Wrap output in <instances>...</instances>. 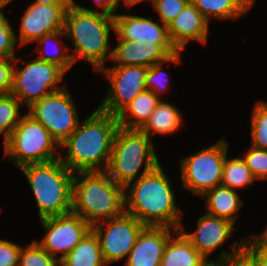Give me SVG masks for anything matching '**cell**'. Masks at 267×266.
<instances>
[{"mask_svg": "<svg viewBox=\"0 0 267 266\" xmlns=\"http://www.w3.org/2000/svg\"><path fill=\"white\" fill-rule=\"evenodd\" d=\"M118 128L116 116L96 109L60 144L61 162L73 173L106 171Z\"/></svg>", "mask_w": 267, "mask_h": 266, "instance_id": "cell-1", "label": "cell"}, {"mask_svg": "<svg viewBox=\"0 0 267 266\" xmlns=\"http://www.w3.org/2000/svg\"><path fill=\"white\" fill-rule=\"evenodd\" d=\"M161 164L124 187V212L145 226L169 227L182 225L174 188Z\"/></svg>", "mask_w": 267, "mask_h": 266, "instance_id": "cell-2", "label": "cell"}, {"mask_svg": "<svg viewBox=\"0 0 267 266\" xmlns=\"http://www.w3.org/2000/svg\"><path fill=\"white\" fill-rule=\"evenodd\" d=\"M111 30L115 32L114 16L82 7L73 0L64 17L66 38L74 43L73 62L84 59L96 72L105 67V61L112 57L109 46Z\"/></svg>", "mask_w": 267, "mask_h": 266, "instance_id": "cell-3", "label": "cell"}, {"mask_svg": "<svg viewBox=\"0 0 267 266\" xmlns=\"http://www.w3.org/2000/svg\"><path fill=\"white\" fill-rule=\"evenodd\" d=\"M72 212L91 226L124 212V187L104 172H76Z\"/></svg>", "mask_w": 267, "mask_h": 266, "instance_id": "cell-4", "label": "cell"}, {"mask_svg": "<svg viewBox=\"0 0 267 266\" xmlns=\"http://www.w3.org/2000/svg\"><path fill=\"white\" fill-rule=\"evenodd\" d=\"M25 174L36 203L39 220L72 212L74 173L60 158L20 168Z\"/></svg>", "mask_w": 267, "mask_h": 266, "instance_id": "cell-5", "label": "cell"}, {"mask_svg": "<svg viewBox=\"0 0 267 266\" xmlns=\"http://www.w3.org/2000/svg\"><path fill=\"white\" fill-rule=\"evenodd\" d=\"M153 144L139 129L119 127L114 136L111 157L105 172L117 184L125 187L160 164ZM142 167V172L138 173Z\"/></svg>", "mask_w": 267, "mask_h": 266, "instance_id": "cell-6", "label": "cell"}, {"mask_svg": "<svg viewBox=\"0 0 267 266\" xmlns=\"http://www.w3.org/2000/svg\"><path fill=\"white\" fill-rule=\"evenodd\" d=\"M4 156L21 168L60 158V145L47 129L28 113L23 115L10 136L3 142ZM57 154V155H56Z\"/></svg>", "mask_w": 267, "mask_h": 266, "instance_id": "cell-7", "label": "cell"}, {"mask_svg": "<svg viewBox=\"0 0 267 266\" xmlns=\"http://www.w3.org/2000/svg\"><path fill=\"white\" fill-rule=\"evenodd\" d=\"M229 143L221 138L197 153L182 157L180 162L182 188L201 197L206 191L221 185L223 164Z\"/></svg>", "mask_w": 267, "mask_h": 266, "instance_id": "cell-8", "label": "cell"}, {"mask_svg": "<svg viewBox=\"0 0 267 266\" xmlns=\"http://www.w3.org/2000/svg\"><path fill=\"white\" fill-rule=\"evenodd\" d=\"M17 62L24 63L19 68ZM66 72L56 64L39 60L37 57L30 61H24L21 57H15L13 85L10 92L21 104L30 107L48 94L63 89L59 87Z\"/></svg>", "mask_w": 267, "mask_h": 266, "instance_id": "cell-9", "label": "cell"}, {"mask_svg": "<svg viewBox=\"0 0 267 266\" xmlns=\"http://www.w3.org/2000/svg\"><path fill=\"white\" fill-rule=\"evenodd\" d=\"M73 100L66 86L34 102L27 113L39 121L60 145L80 123Z\"/></svg>", "mask_w": 267, "mask_h": 266, "instance_id": "cell-10", "label": "cell"}, {"mask_svg": "<svg viewBox=\"0 0 267 266\" xmlns=\"http://www.w3.org/2000/svg\"><path fill=\"white\" fill-rule=\"evenodd\" d=\"M103 67L99 75L108 78L109 89L98 110L117 116L139 93L146 90L148 67L128 65Z\"/></svg>", "mask_w": 267, "mask_h": 266, "instance_id": "cell-11", "label": "cell"}, {"mask_svg": "<svg viewBox=\"0 0 267 266\" xmlns=\"http://www.w3.org/2000/svg\"><path fill=\"white\" fill-rule=\"evenodd\" d=\"M145 227L126 212L92 225V230L98 237L105 263L109 265L127 258Z\"/></svg>", "mask_w": 267, "mask_h": 266, "instance_id": "cell-12", "label": "cell"}, {"mask_svg": "<svg viewBox=\"0 0 267 266\" xmlns=\"http://www.w3.org/2000/svg\"><path fill=\"white\" fill-rule=\"evenodd\" d=\"M39 221L45 235L41 241L36 240L37 243L60 262L92 230V226L88 222L73 212ZM57 254L60 256L58 257Z\"/></svg>", "mask_w": 267, "mask_h": 266, "instance_id": "cell-13", "label": "cell"}, {"mask_svg": "<svg viewBox=\"0 0 267 266\" xmlns=\"http://www.w3.org/2000/svg\"><path fill=\"white\" fill-rule=\"evenodd\" d=\"M158 22V23H157ZM147 17L132 14H115V35L118 40L145 41L158 44L169 56L179 52L171 43L166 25Z\"/></svg>", "mask_w": 267, "mask_h": 266, "instance_id": "cell-14", "label": "cell"}, {"mask_svg": "<svg viewBox=\"0 0 267 266\" xmlns=\"http://www.w3.org/2000/svg\"><path fill=\"white\" fill-rule=\"evenodd\" d=\"M69 6L30 4L20 17V36L16 37L19 47L64 29L65 12Z\"/></svg>", "mask_w": 267, "mask_h": 266, "instance_id": "cell-15", "label": "cell"}, {"mask_svg": "<svg viewBox=\"0 0 267 266\" xmlns=\"http://www.w3.org/2000/svg\"><path fill=\"white\" fill-rule=\"evenodd\" d=\"M197 229L188 233L181 225L179 230L195 247V249L212 265L209 257L233 235L234 223L205 213L197 219Z\"/></svg>", "mask_w": 267, "mask_h": 266, "instance_id": "cell-16", "label": "cell"}, {"mask_svg": "<svg viewBox=\"0 0 267 266\" xmlns=\"http://www.w3.org/2000/svg\"><path fill=\"white\" fill-rule=\"evenodd\" d=\"M178 229L146 226L125 261L126 266H160L165 246Z\"/></svg>", "mask_w": 267, "mask_h": 266, "instance_id": "cell-17", "label": "cell"}, {"mask_svg": "<svg viewBox=\"0 0 267 266\" xmlns=\"http://www.w3.org/2000/svg\"><path fill=\"white\" fill-rule=\"evenodd\" d=\"M171 43L178 51H183L190 41L206 44L209 22L190 1L180 14L168 25Z\"/></svg>", "mask_w": 267, "mask_h": 266, "instance_id": "cell-18", "label": "cell"}, {"mask_svg": "<svg viewBox=\"0 0 267 266\" xmlns=\"http://www.w3.org/2000/svg\"><path fill=\"white\" fill-rule=\"evenodd\" d=\"M118 45L112 49L111 61L119 66L136 65L151 67L166 61L170 56L158 45L142 40H118Z\"/></svg>", "mask_w": 267, "mask_h": 266, "instance_id": "cell-19", "label": "cell"}, {"mask_svg": "<svg viewBox=\"0 0 267 266\" xmlns=\"http://www.w3.org/2000/svg\"><path fill=\"white\" fill-rule=\"evenodd\" d=\"M160 266H212L177 230L168 240Z\"/></svg>", "mask_w": 267, "mask_h": 266, "instance_id": "cell-20", "label": "cell"}, {"mask_svg": "<svg viewBox=\"0 0 267 266\" xmlns=\"http://www.w3.org/2000/svg\"><path fill=\"white\" fill-rule=\"evenodd\" d=\"M201 198L206 199L207 214L227 219L234 224L244 203L236 190L222 185L206 191Z\"/></svg>", "mask_w": 267, "mask_h": 266, "instance_id": "cell-21", "label": "cell"}, {"mask_svg": "<svg viewBox=\"0 0 267 266\" xmlns=\"http://www.w3.org/2000/svg\"><path fill=\"white\" fill-rule=\"evenodd\" d=\"M160 99L150 90L139 93L116 117L119 127L140 129L160 103Z\"/></svg>", "mask_w": 267, "mask_h": 266, "instance_id": "cell-22", "label": "cell"}, {"mask_svg": "<svg viewBox=\"0 0 267 266\" xmlns=\"http://www.w3.org/2000/svg\"><path fill=\"white\" fill-rule=\"evenodd\" d=\"M182 118L181 112L175 105L162 99L150 118L139 130L150 139L153 133L160 135L173 134L181 128Z\"/></svg>", "mask_w": 267, "mask_h": 266, "instance_id": "cell-23", "label": "cell"}, {"mask_svg": "<svg viewBox=\"0 0 267 266\" xmlns=\"http://www.w3.org/2000/svg\"><path fill=\"white\" fill-rule=\"evenodd\" d=\"M60 266H107L98 237L93 230L89 231L67 254L60 262Z\"/></svg>", "mask_w": 267, "mask_h": 266, "instance_id": "cell-24", "label": "cell"}, {"mask_svg": "<svg viewBox=\"0 0 267 266\" xmlns=\"http://www.w3.org/2000/svg\"><path fill=\"white\" fill-rule=\"evenodd\" d=\"M205 19L236 20L249 12L248 0H190Z\"/></svg>", "mask_w": 267, "mask_h": 266, "instance_id": "cell-25", "label": "cell"}, {"mask_svg": "<svg viewBox=\"0 0 267 266\" xmlns=\"http://www.w3.org/2000/svg\"><path fill=\"white\" fill-rule=\"evenodd\" d=\"M60 36H64V38L66 37L64 29L45 34L39 38L36 42L39 45V49H42L39 50V55L37 58L48 63L56 64L67 73L68 70L73 66L74 62L71 53L68 54V48L64 46V43L62 44L63 41H61L62 37ZM49 44L54 45L53 47L55 48L51 47L53 49L49 50V48H47L49 47ZM47 50L49 51L47 52Z\"/></svg>", "mask_w": 267, "mask_h": 266, "instance_id": "cell-26", "label": "cell"}, {"mask_svg": "<svg viewBox=\"0 0 267 266\" xmlns=\"http://www.w3.org/2000/svg\"><path fill=\"white\" fill-rule=\"evenodd\" d=\"M256 179L242 157L228 159L225 156L221 185L233 190L243 189Z\"/></svg>", "mask_w": 267, "mask_h": 266, "instance_id": "cell-27", "label": "cell"}, {"mask_svg": "<svg viewBox=\"0 0 267 266\" xmlns=\"http://www.w3.org/2000/svg\"><path fill=\"white\" fill-rule=\"evenodd\" d=\"M21 103L11 94H0V136L3 133V142L10 136L20 122L19 113Z\"/></svg>", "mask_w": 267, "mask_h": 266, "instance_id": "cell-28", "label": "cell"}, {"mask_svg": "<svg viewBox=\"0 0 267 266\" xmlns=\"http://www.w3.org/2000/svg\"><path fill=\"white\" fill-rule=\"evenodd\" d=\"M251 146L267 149V101L259 100L251 116Z\"/></svg>", "mask_w": 267, "mask_h": 266, "instance_id": "cell-29", "label": "cell"}, {"mask_svg": "<svg viewBox=\"0 0 267 266\" xmlns=\"http://www.w3.org/2000/svg\"><path fill=\"white\" fill-rule=\"evenodd\" d=\"M181 51L176 54L170 56L166 61L154 64L148 68L146 75V90H150L155 93L159 98L161 94H163L168 88L169 84V75L163 70L162 64H167L168 62H172L174 64L180 63L181 61Z\"/></svg>", "mask_w": 267, "mask_h": 266, "instance_id": "cell-30", "label": "cell"}, {"mask_svg": "<svg viewBox=\"0 0 267 266\" xmlns=\"http://www.w3.org/2000/svg\"><path fill=\"white\" fill-rule=\"evenodd\" d=\"M234 241L229 252L222 249L219 257L212 260V266H257L254 259L244 249V240Z\"/></svg>", "mask_w": 267, "mask_h": 266, "instance_id": "cell-31", "label": "cell"}, {"mask_svg": "<svg viewBox=\"0 0 267 266\" xmlns=\"http://www.w3.org/2000/svg\"><path fill=\"white\" fill-rule=\"evenodd\" d=\"M19 266H60V260L45 251L36 241L21 247Z\"/></svg>", "mask_w": 267, "mask_h": 266, "instance_id": "cell-32", "label": "cell"}, {"mask_svg": "<svg viewBox=\"0 0 267 266\" xmlns=\"http://www.w3.org/2000/svg\"><path fill=\"white\" fill-rule=\"evenodd\" d=\"M243 159L256 180L267 179V149L251 146L243 153Z\"/></svg>", "mask_w": 267, "mask_h": 266, "instance_id": "cell-33", "label": "cell"}, {"mask_svg": "<svg viewBox=\"0 0 267 266\" xmlns=\"http://www.w3.org/2000/svg\"><path fill=\"white\" fill-rule=\"evenodd\" d=\"M153 9L157 11L159 21L168 25L180 14L190 0H149Z\"/></svg>", "mask_w": 267, "mask_h": 266, "instance_id": "cell-34", "label": "cell"}, {"mask_svg": "<svg viewBox=\"0 0 267 266\" xmlns=\"http://www.w3.org/2000/svg\"><path fill=\"white\" fill-rule=\"evenodd\" d=\"M3 9L4 7H0V57L15 58L14 51L18 43L17 35H15Z\"/></svg>", "mask_w": 267, "mask_h": 266, "instance_id": "cell-35", "label": "cell"}, {"mask_svg": "<svg viewBox=\"0 0 267 266\" xmlns=\"http://www.w3.org/2000/svg\"><path fill=\"white\" fill-rule=\"evenodd\" d=\"M21 246L0 239V266H19Z\"/></svg>", "mask_w": 267, "mask_h": 266, "instance_id": "cell-36", "label": "cell"}, {"mask_svg": "<svg viewBox=\"0 0 267 266\" xmlns=\"http://www.w3.org/2000/svg\"><path fill=\"white\" fill-rule=\"evenodd\" d=\"M15 58L0 57V94H10L13 85Z\"/></svg>", "mask_w": 267, "mask_h": 266, "instance_id": "cell-37", "label": "cell"}, {"mask_svg": "<svg viewBox=\"0 0 267 266\" xmlns=\"http://www.w3.org/2000/svg\"><path fill=\"white\" fill-rule=\"evenodd\" d=\"M95 5L101 8V13L107 14L109 16H114L118 10L119 4L122 0H94ZM124 4L128 7L134 6V4H130L127 0H123Z\"/></svg>", "mask_w": 267, "mask_h": 266, "instance_id": "cell-38", "label": "cell"}, {"mask_svg": "<svg viewBox=\"0 0 267 266\" xmlns=\"http://www.w3.org/2000/svg\"><path fill=\"white\" fill-rule=\"evenodd\" d=\"M244 248L267 249V226L260 235H251L244 240Z\"/></svg>", "mask_w": 267, "mask_h": 266, "instance_id": "cell-39", "label": "cell"}, {"mask_svg": "<svg viewBox=\"0 0 267 266\" xmlns=\"http://www.w3.org/2000/svg\"><path fill=\"white\" fill-rule=\"evenodd\" d=\"M254 259L257 266H267V249L244 248Z\"/></svg>", "mask_w": 267, "mask_h": 266, "instance_id": "cell-40", "label": "cell"}, {"mask_svg": "<svg viewBox=\"0 0 267 266\" xmlns=\"http://www.w3.org/2000/svg\"><path fill=\"white\" fill-rule=\"evenodd\" d=\"M33 3L47 5H71L73 0H35Z\"/></svg>", "mask_w": 267, "mask_h": 266, "instance_id": "cell-41", "label": "cell"}, {"mask_svg": "<svg viewBox=\"0 0 267 266\" xmlns=\"http://www.w3.org/2000/svg\"><path fill=\"white\" fill-rule=\"evenodd\" d=\"M12 1H14V0H0V7H6Z\"/></svg>", "mask_w": 267, "mask_h": 266, "instance_id": "cell-42", "label": "cell"}, {"mask_svg": "<svg viewBox=\"0 0 267 266\" xmlns=\"http://www.w3.org/2000/svg\"><path fill=\"white\" fill-rule=\"evenodd\" d=\"M130 4H134L136 5L137 3H140L142 1H145V0H127ZM147 1V0H146Z\"/></svg>", "mask_w": 267, "mask_h": 266, "instance_id": "cell-43", "label": "cell"}, {"mask_svg": "<svg viewBox=\"0 0 267 266\" xmlns=\"http://www.w3.org/2000/svg\"><path fill=\"white\" fill-rule=\"evenodd\" d=\"M255 0H248V9L250 10L252 8V5L254 4Z\"/></svg>", "mask_w": 267, "mask_h": 266, "instance_id": "cell-44", "label": "cell"}]
</instances>
